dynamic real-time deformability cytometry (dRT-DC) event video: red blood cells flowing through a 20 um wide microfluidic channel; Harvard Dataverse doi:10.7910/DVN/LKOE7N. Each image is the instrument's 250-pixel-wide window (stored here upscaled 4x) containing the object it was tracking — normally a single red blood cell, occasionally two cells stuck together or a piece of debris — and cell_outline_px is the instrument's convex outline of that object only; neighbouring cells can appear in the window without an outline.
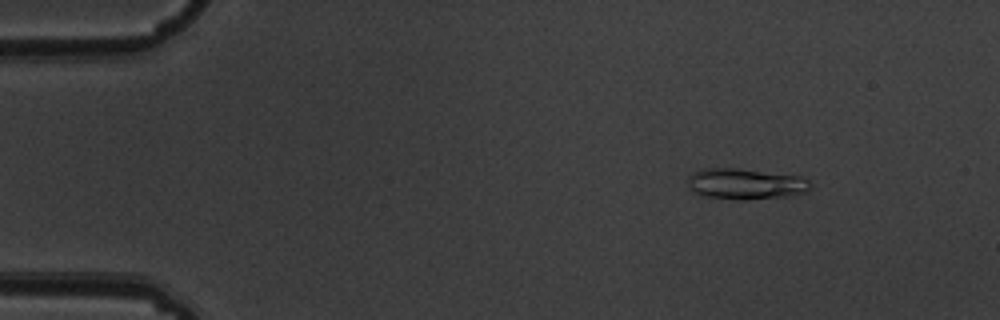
{"species": "common noctule bat (a hibernating species)", "species_latin": "Nyctalus noctula", "temperature_condition": "warm", "stored_images_in_passage": 4, "camera_frame_rate_fps": 3000, "um_per_image_px": 0.085, "animal": {"sex": "male", "body_mass_g": 19.5, "forearm_length_mm": 54.6}, "frame": {"image": 1, "passage_image": 2, "time_ms": 0.333, "image_size_px": [1000, 320], "cell_outline_px": [[812, 188], [808, 192], [788, 196], [744, 200], [740, 200], [700, 196], [688, 188], [688, 176], [692, 172], [704, 168], [736, 168], [800, 176], [808, 180], [812, 184]], "centroid_in_image_um": [63.36, 15.64], "position_along_channel_um": 21.6, "area_um2": 22.43}}